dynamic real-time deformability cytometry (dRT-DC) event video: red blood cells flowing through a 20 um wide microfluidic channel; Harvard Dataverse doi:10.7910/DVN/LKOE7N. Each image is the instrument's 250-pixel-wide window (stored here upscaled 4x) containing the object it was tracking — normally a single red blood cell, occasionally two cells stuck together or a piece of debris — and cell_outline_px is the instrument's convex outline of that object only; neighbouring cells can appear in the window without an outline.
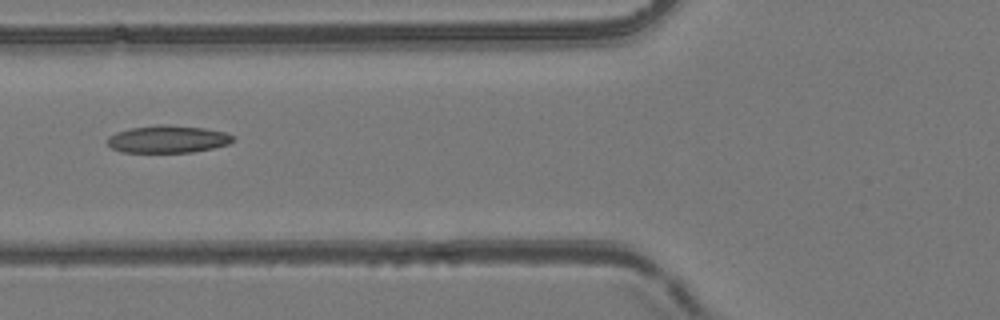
{"species": "common noctule bat (a hibernating species)", "species_latin": "Nyctalus noctula", "temperature_condition": "room temperature", "stored_images_in_passage": 2, "camera_frame_rate_fps": 3000, "um_per_image_px": 0.085, "animal": {"sex": "female", "body_mass_g": 24.6, "forearm_length_mm": 56.2}, "frame": {"image": 1, "passage_image": 2, "time_ms": 1.0, "image_size_px": [1000, 320], "cell_outline_px": [[232, 140], [228, 144], [212, 148], [192, 152], [120, 152], [112, 148], [108, 144], [108, 136], [116, 132], [132, 128], [156, 124], [168, 124], [204, 128], [224, 132], [232, 136]], "centroid_in_image_um": [14.22, 11.82], "position_along_channel_um": 111.6, "area_um2": 19.94}}